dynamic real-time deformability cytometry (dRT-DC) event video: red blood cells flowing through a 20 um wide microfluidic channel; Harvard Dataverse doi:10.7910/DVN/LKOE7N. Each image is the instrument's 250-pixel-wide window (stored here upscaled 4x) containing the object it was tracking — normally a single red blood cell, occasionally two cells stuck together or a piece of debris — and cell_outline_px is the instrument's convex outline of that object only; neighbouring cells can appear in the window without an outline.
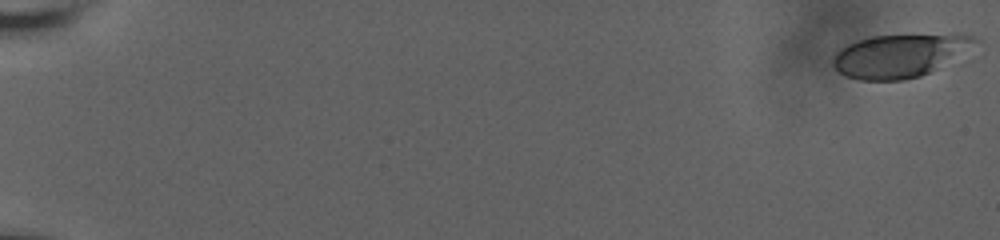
{"species": "human", "species_latin": "Homo sapiens", "temperature_condition": "room temperature", "stored_images_in_passage": 60, "camera_frame_rate_fps": 3000, "um_per_image_px": 0.085, "donor": {"sex": "male"}, "frame": {"image": 1, "passage_image": 1, "time_ms": 0.0, "image_size_px": [1000, 240], "cell_outline_px": [[984, 40], [928, 72], [920, 76], [904, 80], [860, 80], [844, 76], [832, 64], [832, 60], [836, 52], [840, 48], [856, 40], [872, 36], [972, 36]], "centroid_in_image_um": [76.36, 4.75], "position_along_channel_um": 8.6, "area_um2": 34.62}}
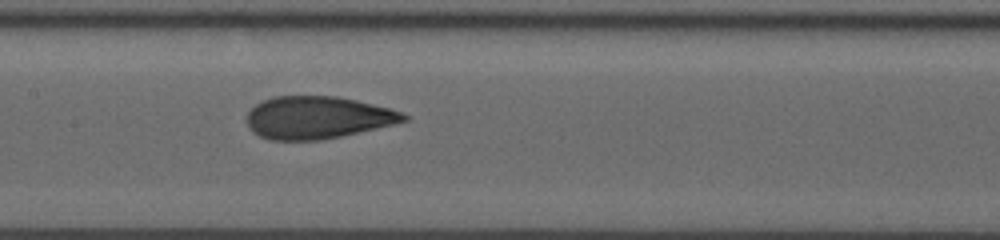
{"frame": {"image": 2, "passage_image": 33, "time_ms": 10.667, "image_size_px": [1000, 240], "cell_outline_px": [[408, 120], [392, 124], [340, 136], [320, 140], [268, 140], [252, 132], [248, 128], [248, 112], [256, 104], [272, 96], [336, 96], [356, 100], [404, 112], [408, 116]], "centroid_in_image_um": [26.96, 9.99], "position_along_channel_um": 180.4, "area_um2": 38.55}}
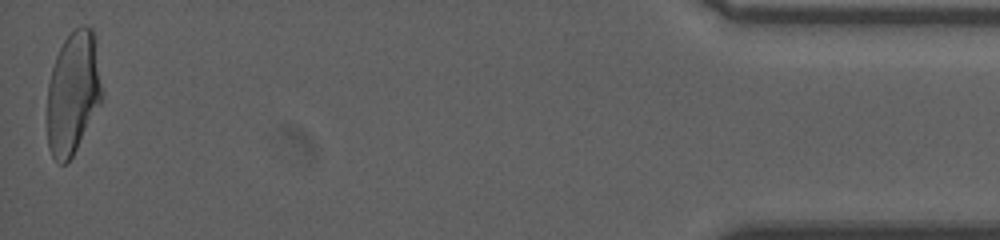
{"frame": {"image": 3, "passage_image": 60, "time_ms": 19.667, "image_size_px": [1000, 240], "cell_outline_px": [[104, 96], [100, 104], [72, 156], [64, 164], [60, 164], [52, 156], [48, 148], [40, 100], [56, 56], [64, 40], [76, 28], [84, 24], [92, 28], [96, 36]], "centroid_in_image_um": [6.12, 7.91], "position_along_channel_um": 429.1, "area_um2": 41.5}, "authors_computed_cell_mechanics": {"area_um2": 38.6393, "velocity_mm_per_s": 3.6681, "shape_relaxation_time_tau1_ms": 9.6691, "shape_relaxation_time_tau2_ms": 1.0238, "deformation_change_tau1": 0.2547, "deformation_change_tau2": 0.0818}}